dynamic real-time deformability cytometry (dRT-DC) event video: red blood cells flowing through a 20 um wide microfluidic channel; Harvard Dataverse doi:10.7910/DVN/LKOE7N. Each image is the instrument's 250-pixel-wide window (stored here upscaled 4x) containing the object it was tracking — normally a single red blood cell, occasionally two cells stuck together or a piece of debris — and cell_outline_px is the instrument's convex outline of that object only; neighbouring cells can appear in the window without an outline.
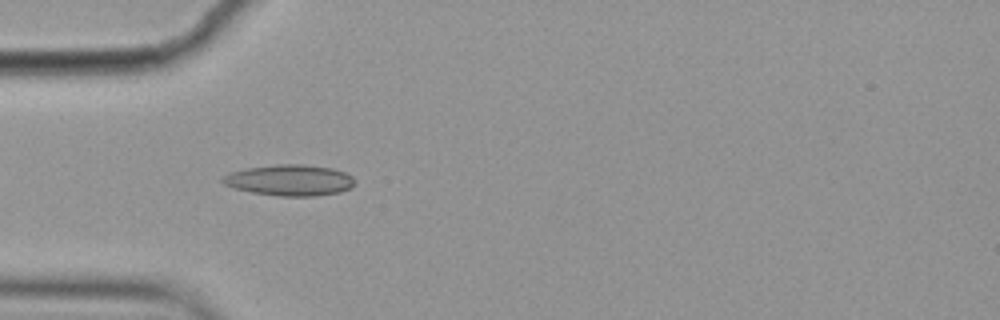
{"species": "common noctule bat (a hibernating species)", "species_latin": "Nyctalus noctula", "temperature_condition": "cold", "stored_images_in_passage": 7, "camera_frame_rate_fps": 3000, "um_per_image_px": 0.085, "animal": {"sex": "female", "body_mass_g": 19.9}, "frame": {"image": 1, "passage_image": 5, "time_ms": 1.333, "image_size_px": [1000, 320], "cell_outline_px": [[356, 184], [352, 188], [340, 192], [312, 196], [280, 196], [252, 192], [232, 188], [224, 184], [220, 180], [224, 176], [232, 172], [248, 168], [276, 164], [304, 164], [332, 168], [344, 172], [352, 176]], "centroid_in_image_um": [24.65, 15.32], "position_along_channel_um": 60.3, "area_um2": 23.93}}
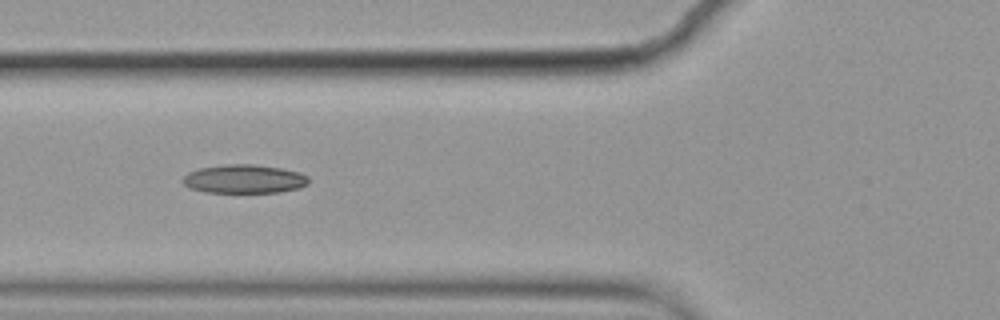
{"frame": {"image": 2, "passage_image": 6, "time_ms": 1.667, "image_size_px": [1000, 320], "cell_outline_px": [[308, 184], [300, 188], [280, 192], [204, 192], [188, 188], [180, 180], [188, 172], [200, 168], [224, 164], [252, 164], [280, 168], [300, 172], [308, 176]], "centroid_in_image_um": [20.74, 15.21], "position_along_channel_um": 105.1, "area_um2": 21.15}}
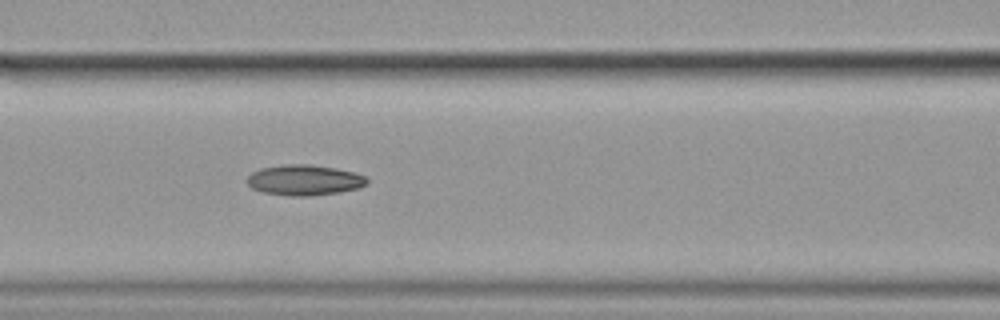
{"frame": {"image": 3, "passage_image": 7, "time_ms": 2.0, "image_size_px": [1000, 320], "cell_outline_px": [[368, 184], [360, 188], [340, 192], [308, 196], [292, 196], [264, 192], [252, 188], [248, 184], [248, 176], [252, 172], [260, 168], [284, 164], [312, 164], [336, 168], [368, 176]], "centroid_in_image_um": [25.91, 15.3], "position_along_channel_um": 140.7, "area_um2": 21.44}}